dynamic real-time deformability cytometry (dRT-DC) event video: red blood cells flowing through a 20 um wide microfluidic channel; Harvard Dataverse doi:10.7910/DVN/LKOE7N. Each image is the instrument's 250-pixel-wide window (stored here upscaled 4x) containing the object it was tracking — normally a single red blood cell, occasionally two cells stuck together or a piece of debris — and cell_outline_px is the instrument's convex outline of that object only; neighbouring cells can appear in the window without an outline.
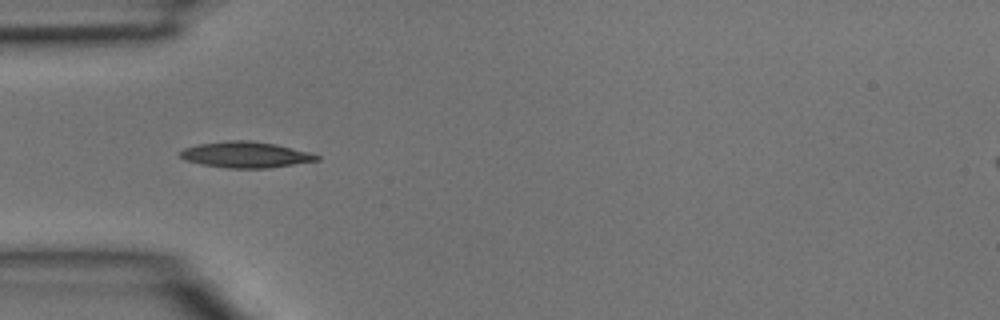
{"species": "common noctule bat (a hibernating species)", "species_latin": "Nyctalus noctula", "temperature_condition": "room temperature", "stored_images_in_passage": 44, "camera_frame_rate_fps": 3000, "um_per_image_px": 0.085, "animal": {"sex": "male", "body_mass_g": 15.6}, "frame": {"image": 1, "passage_image": 13, "time_ms": 4.0, "image_size_px": [1000, 320], "cell_outline_px": [[320, 160], [268, 168], [228, 168], [200, 164], [188, 160], [180, 156], [180, 152], [184, 148], [200, 144], [228, 140], [252, 140], [276, 144], [308, 152], [320, 156]], "centroid_in_image_um": [20.9, 13.14], "position_along_channel_um": 64.1, "area_um2": 20.52}}
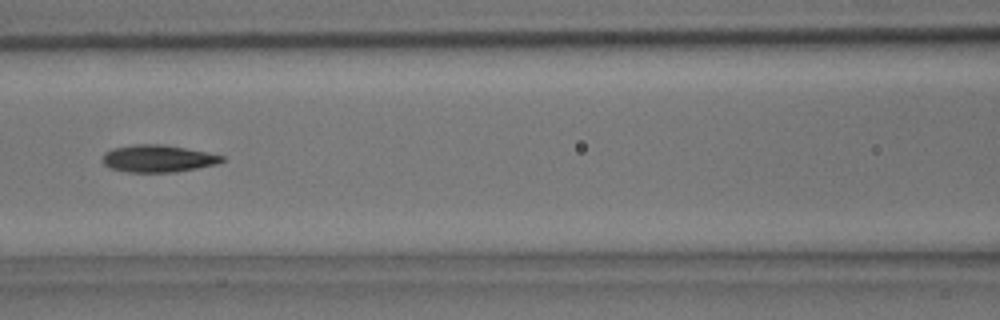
{"frame": {"image": 2, "passage_image": 19, "time_ms": 6.0, "image_size_px": [1000, 320], "cell_outline_px": [[224, 160], [220, 164], [176, 172], [128, 172], [108, 168], [104, 164], [104, 152], [112, 148], [136, 144], [160, 144], [184, 148], [224, 156]], "centroid_in_image_um": [13.42, 13.49], "position_along_channel_um": 153.2, "area_um2": 18.9}}
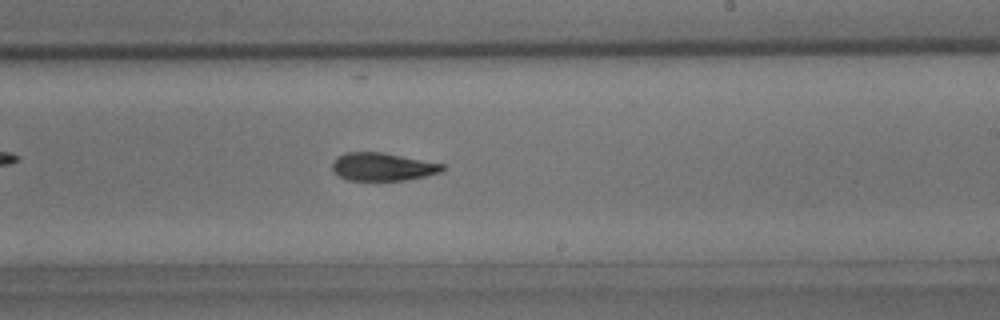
{"frame": {"image": 3, "passage_image": 26, "time_ms": 8.333, "image_size_px": [1000, 320], "cell_outline_px": [[444, 172], [404, 180], [348, 180], [340, 176], [332, 168], [332, 160], [336, 156], [348, 152], [380, 152], [444, 164]], "centroid_in_image_um": [32.51, 14.17], "position_along_channel_um": 256.5, "area_um2": 17.8}}